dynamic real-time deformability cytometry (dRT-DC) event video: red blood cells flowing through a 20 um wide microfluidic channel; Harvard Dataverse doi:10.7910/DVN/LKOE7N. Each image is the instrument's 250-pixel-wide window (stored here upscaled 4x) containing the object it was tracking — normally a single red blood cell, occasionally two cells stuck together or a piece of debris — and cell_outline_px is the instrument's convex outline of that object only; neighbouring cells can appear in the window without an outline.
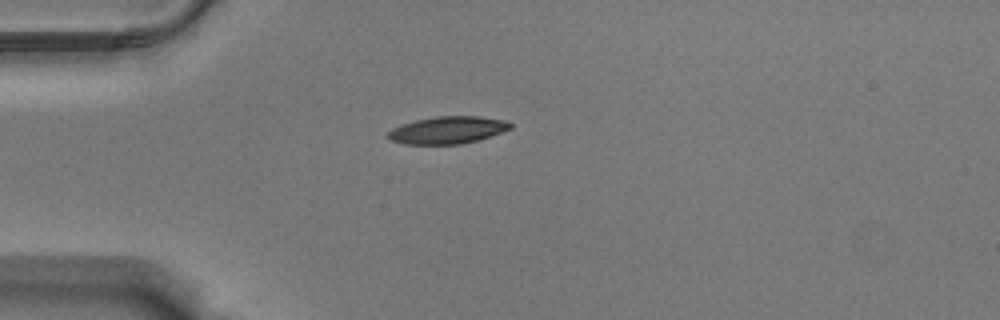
{"species": "Egyptian fruit bat (a non-hibernating species)", "species_latin": "Rousettus aegyptiacus", "temperature_condition": "warm", "stored_images_in_passage": 5, "camera_frame_rate_fps": 3000, "um_per_image_px": 0.085, "animal": {"sex": "male"}, "frame": {"image": 1, "passage_image": 5, "time_ms": 1.333, "image_size_px": [1000, 320], "cell_outline_px": [[512, 128], [476, 140], [460, 144], [404, 144], [392, 140], [384, 136], [392, 128], [400, 124], [416, 120], [436, 116], [480, 116], [504, 120], [512, 124]], "centroid_in_image_um": [37.99, 11.05], "position_along_channel_um": 47.0, "area_um2": 19.36}}